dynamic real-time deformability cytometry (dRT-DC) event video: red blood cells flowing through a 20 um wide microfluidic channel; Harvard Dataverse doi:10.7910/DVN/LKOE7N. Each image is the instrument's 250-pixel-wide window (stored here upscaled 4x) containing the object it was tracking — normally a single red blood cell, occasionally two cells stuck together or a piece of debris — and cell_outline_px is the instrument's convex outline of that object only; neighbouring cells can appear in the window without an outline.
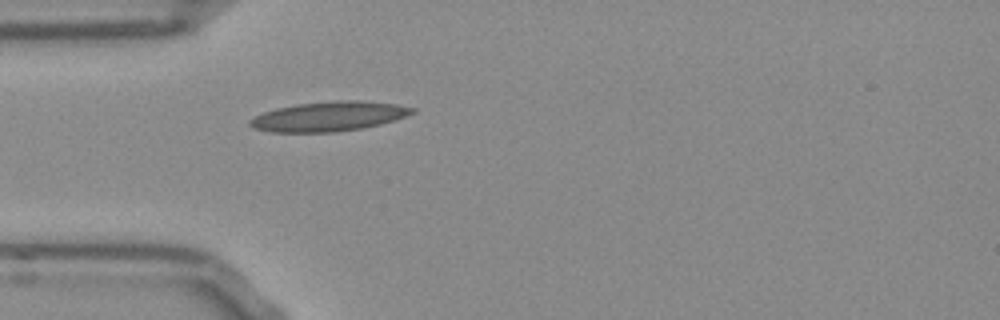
{"species": "Egyptian fruit bat (a non-hibernating species)", "species_latin": "Rousettus aegyptiacus", "temperature_condition": "room temperature", "stored_images_in_passage": 38, "camera_frame_rate_fps": 3000, "um_per_image_px": 0.085, "frame": {"image": 1, "passage_image": 1, "time_ms": 0.0, "image_size_px": [1000, 320], "cell_outline_px": [[416, 112], [380, 124], [360, 128], [332, 132], [272, 132], [252, 128], [248, 124], [248, 120], [264, 112], [276, 108], [296, 104], [336, 100], [364, 100], [396, 104], [416, 108]], "centroid_in_image_um": [27.93, 9.88], "position_along_channel_um": 57.1, "area_um2": 27.98}}
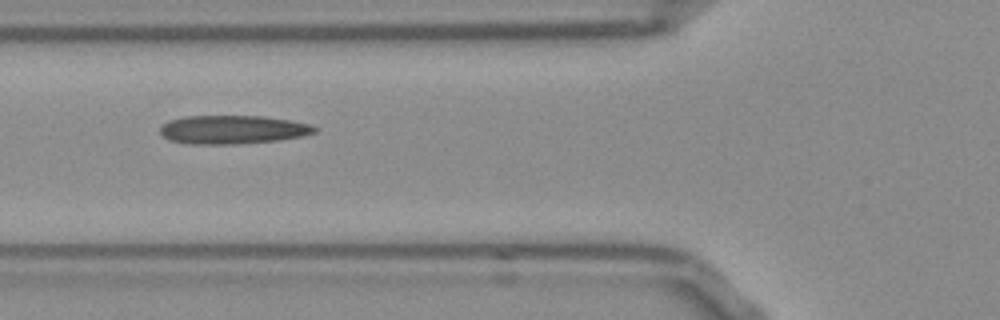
{"frame": {"image": 2, "passage_image": 5, "time_ms": 1.333, "image_size_px": [1000, 320], "cell_outline_px": [[316, 132], [300, 136], [280, 140], [236, 144], [192, 144], [168, 140], [160, 132], [160, 124], [168, 120], [184, 116], [264, 116], [292, 120], [312, 124], [316, 128]], "centroid_in_image_um": [19.76, 11.01], "position_along_channel_um": 106.0, "area_um2": 25.95}}
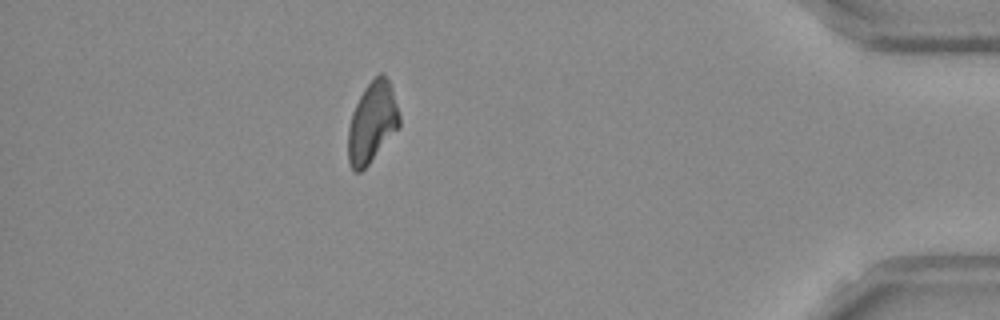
{"frame": {"image": 3, "passage_image": 32, "time_ms": 10.333, "image_size_px": [1000, 320], "cell_outline_px": [[400, 124], [368, 164], [360, 172], [356, 172], [352, 168], [348, 160], [348, 128], [352, 112], [364, 88], [380, 72], [388, 80], [392, 88], [400, 116]], "centroid_in_image_um": [31.61, 10.39], "position_along_channel_um": 403.6, "area_um2": 23.52}, "authors_computed_cell_mechanics": {"area_um2": 24.8251, "velocity_mm_per_s": 3.8674, "shape_relaxation_time_tau1_ms": 7.0575, "shape_relaxation_time_tau2_ms": 6.4213, "deformation_change_tau1": 0.1953, "deformation_change_tau2": 0.1958}}